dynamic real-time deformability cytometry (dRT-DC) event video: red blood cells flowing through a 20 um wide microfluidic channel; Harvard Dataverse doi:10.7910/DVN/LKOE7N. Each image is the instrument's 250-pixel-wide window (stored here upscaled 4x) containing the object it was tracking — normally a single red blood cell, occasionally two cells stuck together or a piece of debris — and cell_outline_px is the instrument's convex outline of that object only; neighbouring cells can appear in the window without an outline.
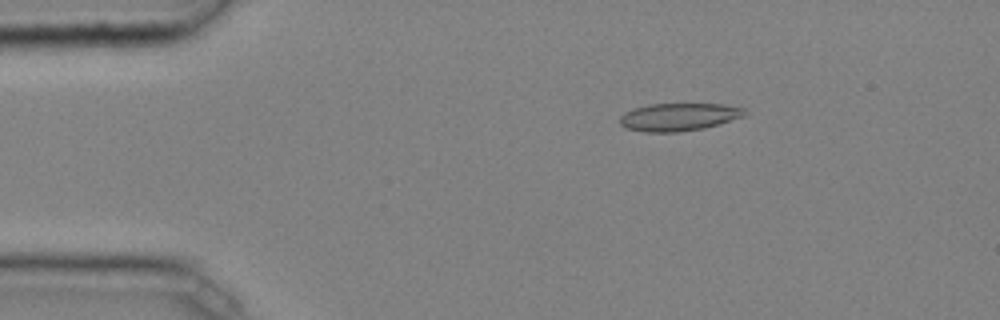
{"species": "common noctule bat (a hibernating species)", "species_latin": "Nyctalus noctula", "temperature_condition": "cold", "stored_images_in_passage": 38, "camera_frame_rate_fps": 3000, "um_per_image_px": 0.085, "animal": {"sex": "male", "body_mass_g": 20.4}, "frame": {"image": 1, "passage_image": 2, "time_ms": 0.333, "image_size_px": [1000, 320], "cell_outline_px": [[744, 116], [720, 124], [704, 128], [676, 132], [644, 132], [628, 128], [620, 124], [620, 116], [624, 112], [632, 108], [648, 104], [724, 104], [744, 108]], "centroid_in_image_um": [57.67, 9.93], "position_along_channel_um": 27.3, "area_um2": 20.17}}
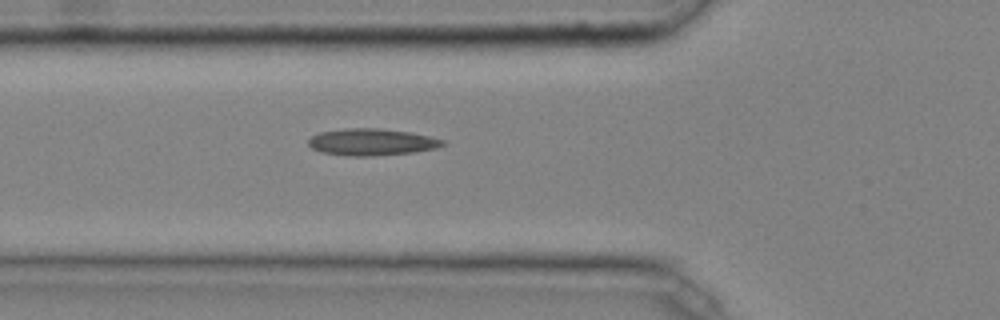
{"frame": {"image": 2, "passage_image": 11, "time_ms": 3.333, "image_size_px": [1000, 320], "cell_outline_px": [[444, 144], [436, 148], [412, 152], [372, 156], [348, 156], [320, 152], [312, 148], [308, 144], [308, 140], [312, 136], [320, 132], [344, 128], [380, 128], [412, 132], [444, 140]], "centroid_in_image_um": [31.56, 12.07], "position_along_channel_um": 94.2, "area_um2": 20.98}}
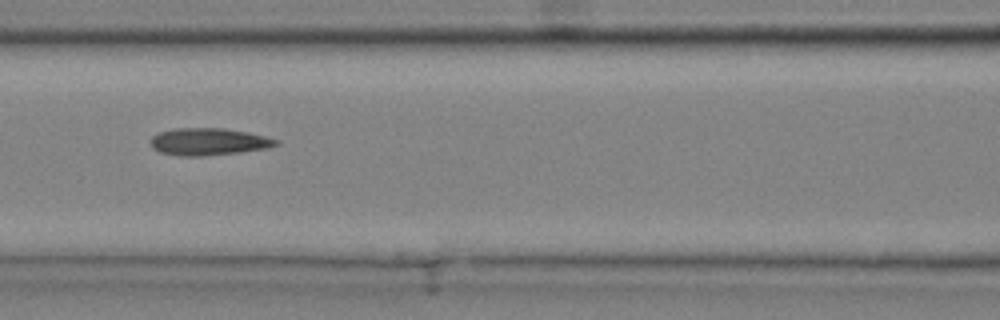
{"frame": {"image": 3, "passage_image": 15, "time_ms": 4.667, "image_size_px": [1000, 320], "cell_outline_px": [[280, 144], [268, 148], [240, 152], [204, 156], [176, 156], [160, 152], [152, 148], [148, 140], [152, 136], [160, 132], [172, 128], [224, 128], [248, 132], [280, 140]], "centroid_in_image_um": [17.7, 12.04], "position_along_channel_um": 148.9, "area_um2": 20.17}, "authors_computed_cell_mechanics": {"area_um2": 19.4208, "velocity_mm_per_s": 4.0699, "shape_relaxation_time_tau1_ms": null, "shape_relaxation_time_tau2_ms": 3.0422, "deformation_change_tau1": null, "deformation_change_tau2": 0.1065}}